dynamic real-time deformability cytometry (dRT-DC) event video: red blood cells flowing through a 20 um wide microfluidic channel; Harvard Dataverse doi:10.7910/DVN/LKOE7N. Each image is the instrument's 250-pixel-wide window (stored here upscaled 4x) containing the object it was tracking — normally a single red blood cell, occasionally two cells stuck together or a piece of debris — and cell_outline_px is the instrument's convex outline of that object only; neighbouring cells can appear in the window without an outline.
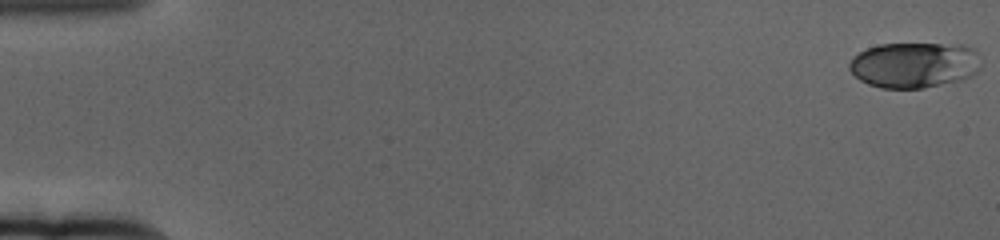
{"species": "human", "species_latin": "Homo sapiens", "temperature_condition": "cold", "stored_images_in_passage": 61, "camera_frame_rate_fps": 3000, "um_per_image_px": 0.085, "donor": {"sex": "female"}, "frame": {"image": 1, "passage_image": 1, "time_ms": 0.0, "image_size_px": [1000, 240], "cell_outline_px": [[980, 68], [972, 76], [964, 80], [924, 88], [880, 88], [868, 84], [860, 80], [848, 68], [848, 64], [852, 56], [868, 48], [880, 44], [960, 44], [976, 48]], "centroid_in_image_um": [77.73, 5.52], "position_along_channel_um": 7.3, "area_um2": 35.37}}
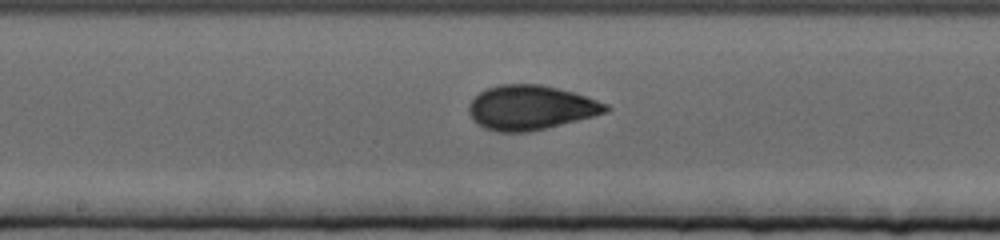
{"frame": {"image": 2, "passage_image": 33, "time_ms": 10.667, "image_size_px": [1000, 240], "cell_outline_px": [[612, 108], [608, 112], [528, 132], [496, 132], [484, 128], [476, 124], [468, 112], [468, 108], [472, 100], [480, 92], [488, 88], [500, 84], [540, 84], [572, 92], [608, 104]], "centroid_in_image_um": [45.08, 9.15], "position_along_channel_um": 203.1, "area_um2": 35.2}}
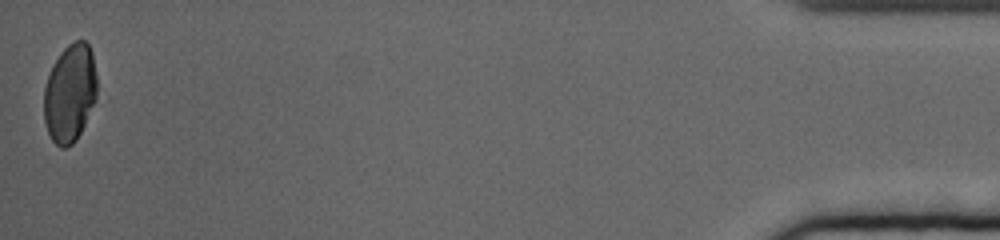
{"frame": {"image": 3, "passage_image": 61, "time_ms": 20.0, "image_size_px": [1000, 240], "cell_outline_px": [[96, 100], [76, 140], [72, 144], [64, 148], [60, 148], [52, 140], [48, 132], [44, 120], [44, 88], [52, 64], [60, 52], [68, 44], [76, 40], [84, 40], [88, 44], [92, 52], [96, 76]], "centroid_in_image_um": [5.93, 7.9], "position_along_channel_um": 429.3, "area_um2": 30.35}, "authors_computed_cell_mechanics": {"area_um2": 33.9864, "velocity_mm_per_s": 3.3486, "shape_relaxation_time_tau1_ms": 6.0967, "shape_relaxation_time_tau2_ms": 1.1043, "deformation_change_tau1": 0.1808, "deformation_change_tau2": 0.0534}}